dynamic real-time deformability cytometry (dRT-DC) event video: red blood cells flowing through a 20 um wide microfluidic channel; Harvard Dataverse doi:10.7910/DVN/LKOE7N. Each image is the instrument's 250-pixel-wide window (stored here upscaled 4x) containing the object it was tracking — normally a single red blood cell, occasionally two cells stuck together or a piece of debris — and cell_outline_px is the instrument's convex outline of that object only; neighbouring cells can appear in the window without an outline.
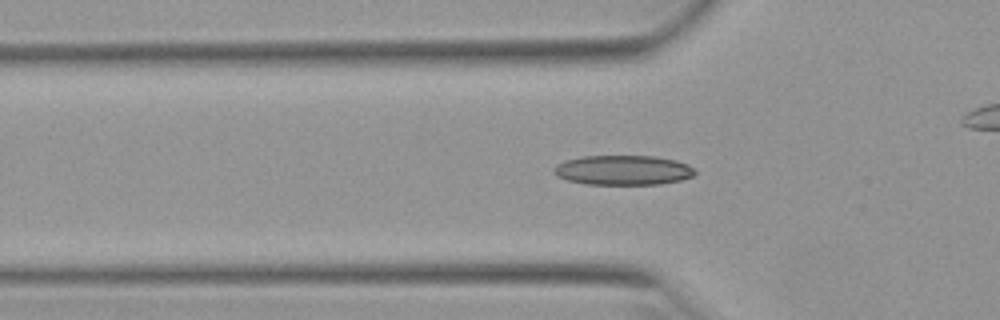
{"species": "Egyptian fruit bat (a non-hibernating species)", "species_latin": "Rousettus aegyptiacus", "temperature_condition": "warm", "stored_images_in_passage": 52, "camera_frame_rate_fps": 3000, "um_per_image_px": 0.085, "animal": {"sex": "female"}, "frame": {"image": 1, "passage_image": 17, "time_ms": 5.333, "image_size_px": [1000, 320], "cell_outline_px": [[696, 172], [692, 176], [680, 180], [660, 184], [584, 184], [568, 180], [556, 176], [552, 172], [552, 168], [556, 164], [564, 160], [584, 156], [656, 156], [676, 160], [688, 164]], "centroid_in_image_um": [52.92, 14.46], "position_along_channel_um": 72.9, "area_um2": 24.57}}
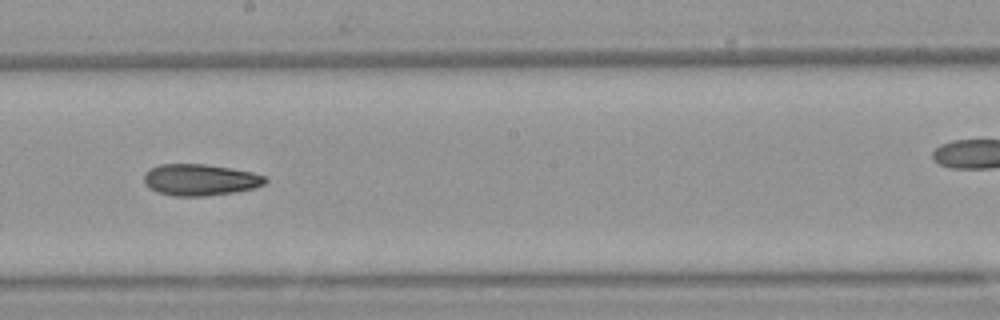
{"frame": {"image": 2, "passage_image": 29, "time_ms": 9.333, "image_size_px": [1000, 320], "cell_outline_px": [[268, 180], [264, 184], [256, 188], [236, 192], [204, 196], [176, 196], [156, 192], [148, 188], [144, 184], [144, 172], [160, 164], [204, 164], [252, 172], [264, 176]], "centroid_in_image_um": [16.99, 15.29], "position_along_channel_um": 231.2, "area_um2": 22.31}}
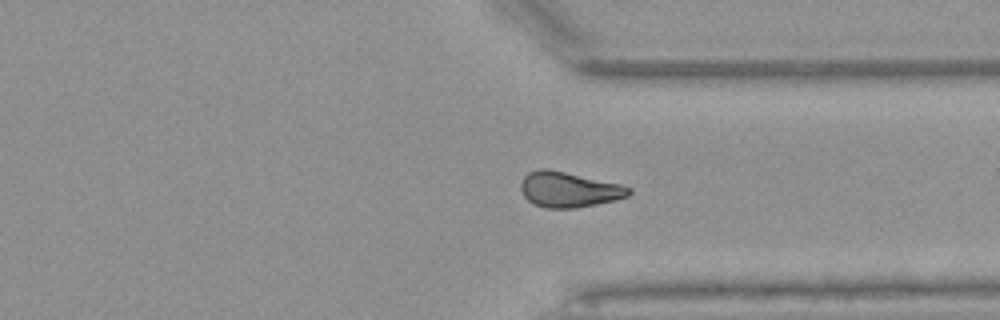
{"frame": {"image": 3, "passage_image": 39, "time_ms": 12.667, "image_size_px": [1000, 320], "cell_outline_px": [[632, 192], [628, 196], [616, 200], [576, 208], [544, 208], [532, 204], [524, 196], [520, 188], [520, 184], [524, 176], [528, 172], [540, 168], [548, 168], [620, 184], [632, 188]], "centroid_in_image_um": [48.33, 16.11], "position_along_channel_um": 363.1, "area_um2": 22.43}, "authors_computed_cell_mechanics": {"area_um2": 22.1374, "velocity_mm_per_s": 3.9504, "shape_relaxation_time_tau1_ms": 9.7955, "shape_relaxation_time_tau2_ms": null, "deformation_change_tau1": 0.1731, "deformation_change_tau2": null}}